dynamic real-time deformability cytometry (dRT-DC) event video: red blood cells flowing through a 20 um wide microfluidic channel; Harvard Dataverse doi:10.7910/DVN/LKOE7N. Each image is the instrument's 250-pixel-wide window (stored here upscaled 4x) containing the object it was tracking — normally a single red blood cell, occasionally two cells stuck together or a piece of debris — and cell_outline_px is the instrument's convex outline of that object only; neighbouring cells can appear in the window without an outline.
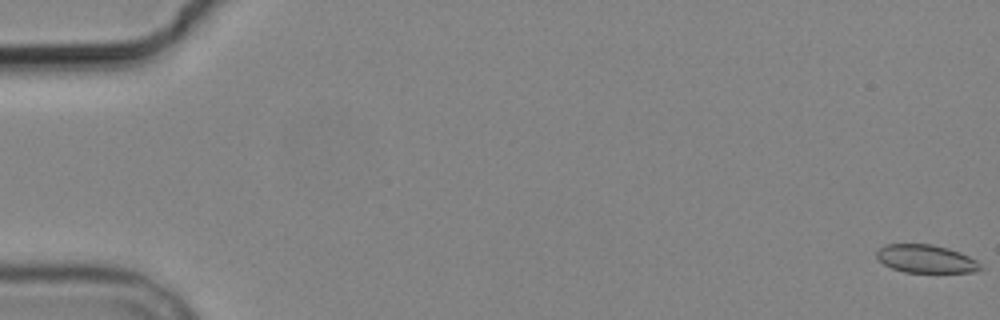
{"species": "common noctule bat (a hibernating species)", "species_latin": "Nyctalus noctula", "temperature_condition": "cold", "stored_images_in_passage": 6, "camera_frame_rate_fps": 3000, "um_per_image_px": 0.085, "animal": {"sex": "male", "body_mass_g": 19.2, "forearm_length_mm": 51.8}, "frame": {"image": 1, "passage_image": 1, "time_ms": 0.0, "image_size_px": [1000, 320], "cell_outline_px": [[984, 268], [980, 272], [904, 272], [892, 268], [884, 264], [876, 256], [876, 252], [884, 244], [932, 244], [948, 248], [960, 252], [976, 260]], "centroid_in_image_um": [78.73, 22.0], "position_along_channel_um": 6.3, "area_um2": 17.05}}
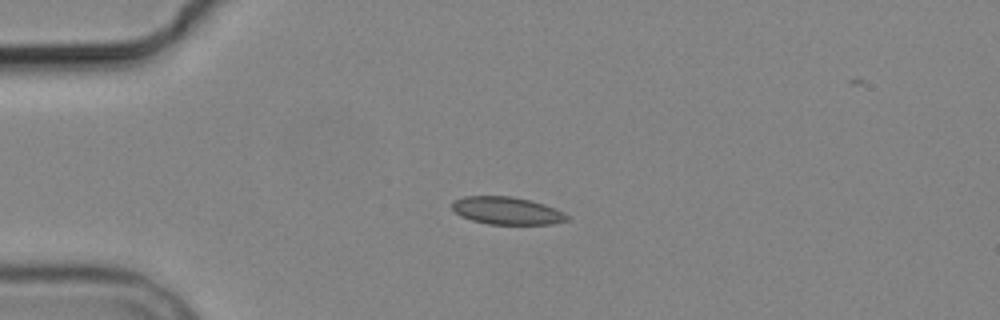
{"frame": {"image": 2, "passage_image": 5, "time_ms": 4.667, "image_size_px": [1000, 320], "cell_outline_px": [[568, 220], [552, 224], [488, 224], [472, 220], [460, 216], [452, 208], [452, 200], [464, 196], [512, 196], [544, 204], [564, 212], [568, 216]], "centroid_in_image_um": [43.06, 17.9], "position_along_channel_um": 41.9, "area_um2": 18.44}}